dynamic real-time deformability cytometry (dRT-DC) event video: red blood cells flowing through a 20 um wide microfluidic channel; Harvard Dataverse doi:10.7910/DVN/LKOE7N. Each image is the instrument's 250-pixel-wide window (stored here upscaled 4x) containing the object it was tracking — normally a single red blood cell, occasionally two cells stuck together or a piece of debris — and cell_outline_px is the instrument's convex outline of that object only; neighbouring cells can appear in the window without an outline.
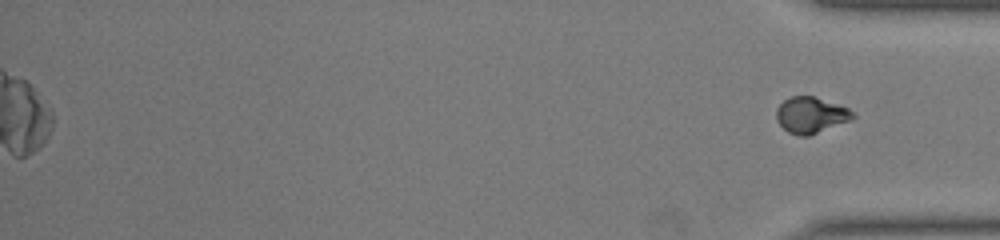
{"species": "common noctule bat (a hibernating species)", "species_latin": "Nyctalus noctula", "temperature_condition": "warm", "stored_images_in_passage": 35, "segment_of_instrument_passage": [2, 2], "camera_frame_rate_fps": 3000, "um_per_image_px": 0.085, "animal": {"sex": "male", "body_mass_g": 19.0, "forearm_length_mm": 50.8}, "frame": {"image": 1, "passage_image": 35, "time_ms": 11.333, "image_size_px": [1000, 240], "cell_outline_px": [[856, 116], [848, 120], [808, 136], [800, 136], [788, 132], [776, 120], [776, 108], [784, 100], [792, 96], [816, 96], [848, 108]], "centroid_in_image_um": [68.88, 9.76], "position_along_channel_um": 366.3, "area_um2": 15.84}}